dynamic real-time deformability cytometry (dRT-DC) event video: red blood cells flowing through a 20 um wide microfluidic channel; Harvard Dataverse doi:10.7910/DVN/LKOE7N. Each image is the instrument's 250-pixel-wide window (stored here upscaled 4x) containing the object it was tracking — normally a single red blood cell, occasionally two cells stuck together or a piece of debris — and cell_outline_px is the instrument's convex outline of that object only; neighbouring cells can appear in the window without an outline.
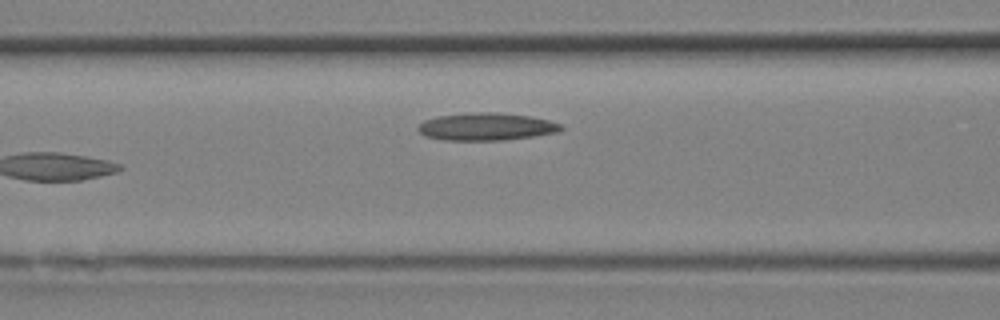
{"species": "Egyptian fruit bat (a non-hibernating species)", "species_latin": "Rousettus aegyptiacus", "temperature_condition": "room temperature", "stored_images_in_passage": 12, "camera_frame_rate_fps": 3000, "um_per_image_px": 0.085, "animal": {"sex": "female"}, "frame": {"image": 1, "passage_image": 12, "time_ms": 3.667, "image_size_px": [1000, 320], "cell_outline_px": [[564, 128], [556, 132], [532, 136], [504, 140], [440, 140], [424, 136], [416, 128], [424, 120], [436, 116], [472, 112], [496, 112], [532, 116], [548, 120], [560, 124]], "centroid_in_image_um": [41.29, 10.76], "position_along_channel_um": 125.3, "area_um2": 23.0}}